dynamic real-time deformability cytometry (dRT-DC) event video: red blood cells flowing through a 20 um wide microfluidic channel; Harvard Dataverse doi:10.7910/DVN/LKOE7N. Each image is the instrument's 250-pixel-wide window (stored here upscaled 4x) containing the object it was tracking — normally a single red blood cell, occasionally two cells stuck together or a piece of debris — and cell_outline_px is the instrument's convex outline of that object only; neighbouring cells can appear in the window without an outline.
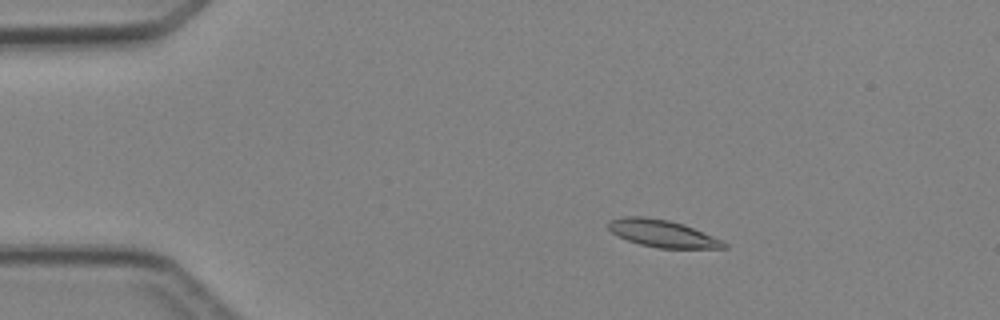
{"species": "Egyptian fruit bat (a non-hibernating species)", "species_latin": "Rousettus aegyptiacus", "temperature_condition": "cold", "stored_images_in_passage": 5, "camera_frame_rate_fps": 3000, "um_per_image_px": 0.085, "animal": {"sex": "female"}, "frame": {"image": 1, "passage_image": 3, "time_ms": 2.667, "image_size_px": [1000, 320], "cell_outline_px": [[728, 248], [656, 248], [640, 244], [616, 236], [608, 228], [608, 220], [624, 216], [644, 216], [668, 220], [684, 224], [712, 236], [728, 244]], "centroid_in_image_um": [56.26, 19.84], "position_along_channel_um": 28.7, "area_um2": 18.32}}